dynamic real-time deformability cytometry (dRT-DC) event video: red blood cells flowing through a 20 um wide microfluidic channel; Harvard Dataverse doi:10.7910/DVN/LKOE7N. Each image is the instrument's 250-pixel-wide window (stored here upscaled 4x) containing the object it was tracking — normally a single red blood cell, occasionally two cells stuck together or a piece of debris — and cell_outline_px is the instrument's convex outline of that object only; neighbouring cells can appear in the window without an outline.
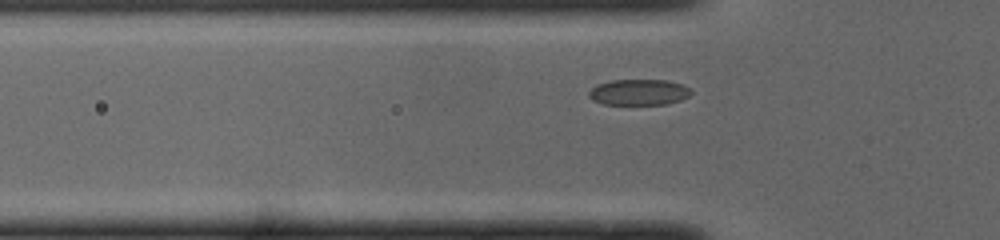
{"species": "common noctule bat (a hibernating species)", "species_latin": "Nyctalus noctula", "temperature_condition": "cold", "stored_images_in_passage": 36, "camera_frame_rate_fps": 3000, "um_per_image_px": 0.085, "animal": {"sex": "male", "body_mass_g": 19.0, "forearm_length_mm": 50.8}, "frame": {"image": 1, "passage_image": 4, "time_ms": 1.0, "image_size_px": [1000, 240], "cell_outline_px": [[692, 92], [688, 96], [680, 100], [668, 104], [604, 104], [592, 100], [588, 96], [588, 92], [596, 84], [612, 80], [668, 80], [684, 84]], "centroid_in_image_um": [54.29, 7.83], "position_along_channel_um": 71.5, "area_um2": 15.49}}
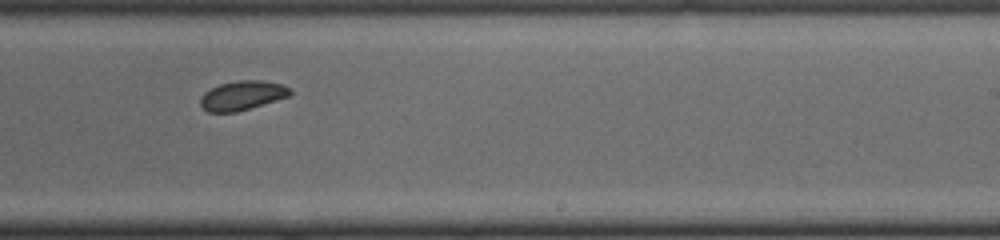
{"frame": {"image": 2, "passage_image": 19, "time_ms": 6.0, "image_size_px": [1000, 240], "cell_outline_px": [[292, 92], [288, 96], [276, 100], [236, 112], [208, 112], [200, 104], [200, 96], [204, 92], [220, 84], [240, 80], [264, 80], [280, 84], [288, 88]], "centroid_in_image_um": [20.56, 8.11], "position_along_channel_um": 268.4, "area_um2": 15.09}}
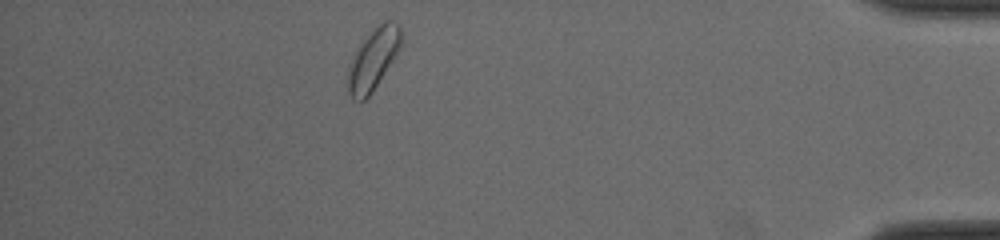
{"frame": {"image": 3, "passage_image": 33, "time_ms": 10.667, "image_size_px": [1000, 240], "cell_outline_px": [[400, 48], [372, 92], [364, 100], [352, 100], [348, 92], [344, 80], [348, 64], [364, 40], [384, 20], [392, 20], [400, 24]], "centroid_in_image_um": [31.66, 5.09], "position_along_channel_um": 403.5, "area_um2": 18.79}}